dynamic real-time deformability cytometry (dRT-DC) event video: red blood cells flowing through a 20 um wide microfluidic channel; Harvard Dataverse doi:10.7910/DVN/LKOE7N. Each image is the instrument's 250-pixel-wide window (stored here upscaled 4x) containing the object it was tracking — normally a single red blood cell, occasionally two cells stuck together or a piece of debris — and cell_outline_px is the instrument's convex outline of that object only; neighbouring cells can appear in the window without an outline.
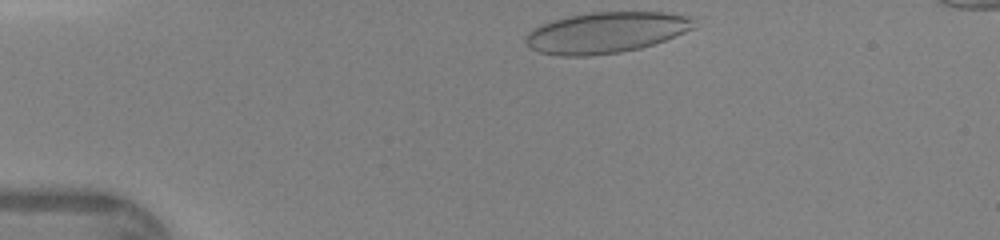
{"species": "human", "species_latin": "Homo sapiens", "temperature_condition": "warm", "stored_images_in_passage": 30, "camera_frame_rate_fps": 3000, "um_per_image_px": 0.085, "donor": {"sex": "female"}, "frame": {"image": 1, "passage_image": 1, "time_ms": 0.0, "image_size_px": [1000, 240], "cell_outline_px": [[696, 28], [664, 40], [640, 48], [620, 52], [588, 56], [560, 56], [540, 52], [532, 48], [524, 40], [528, 32], [552, 20], [568, 16], [592, 12], [664, 12], [696, 16]], "centroid_in_image_um": [51.58, 2.75], "position_along_channel_um": 33.4, "area_um2": 40.23}}
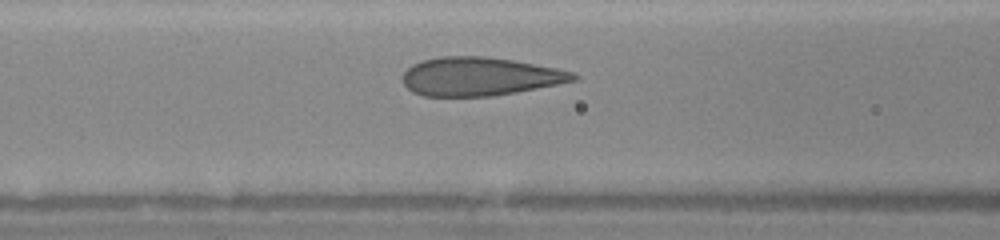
{"frame": {"image": 2, "passage_image": 11, "time_ms": 3.333, "image_size_px": [1000, 240], "cell_outline_px": [[580, 76], [576, 80], [516, 92], [492, 96], [424, 96], [412, 92], [404, 84], [404, 72], [412, 64], [424, 60], [440, 56], [484, 56], [512, 60], [556, 68], [576, 72]], "centroid_in_image_um": [40.79, 6.5], "position_along_channel_um": 125.8, "area_um2": 38.09}}
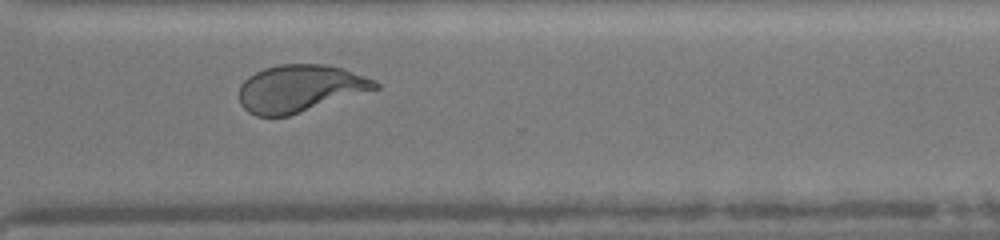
{"frame": {"image": 3, "passage_image": 26, "time_ms": 8.333, "image_size_px": [1000, 240], "cell_outline_px": [[380, 88], [288, 116], [256, 116], [248, 112], [240, 104], [240, 84], [248, 76], [264, 68], [280, 64], [324, 64], [344, 68], [376, 80], [380, 84]], "centroid_in_image_um": [25.51, 7.51], "position_along_channel_um": 345.1, "area_um2": 37.51}}